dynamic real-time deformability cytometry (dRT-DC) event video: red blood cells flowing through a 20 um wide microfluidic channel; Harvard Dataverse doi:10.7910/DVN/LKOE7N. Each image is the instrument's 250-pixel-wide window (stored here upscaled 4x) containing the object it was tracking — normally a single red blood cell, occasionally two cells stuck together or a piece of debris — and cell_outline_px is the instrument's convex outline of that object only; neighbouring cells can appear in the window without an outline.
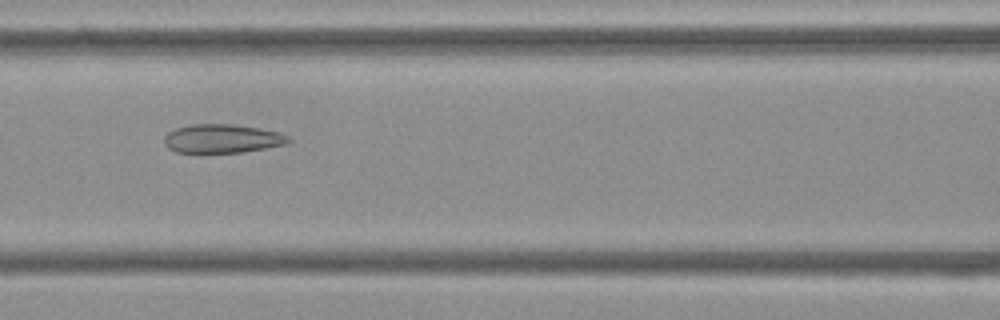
{"species": "Egyptian fruit bat (a non-hibernating species)", "species_latin": "Rousettus aegyptiacus", "temperature_condition": "cold", "stored_images_in_passage": 48, "camera_frame_rate_fps": 3000, "um_per_image_px": 0.085, "frame": {"image": 1, "passage_image": 18, "time_ms": 5.667, "image_size_px": [1000, 320], "cell_outline_px": [[292, 140], [284, 144], [244, 152], [176, 152], [168, 148], [164, 144], [164, 136], [168, 132], [176, 128], [192, 124], [232, 124], [260, 128], [280, 132], [288, 136]], "centroid_in_image_um": [18.88, 11.77], "position_along_channel_um": 147.7, "area_um2": 20.75}}
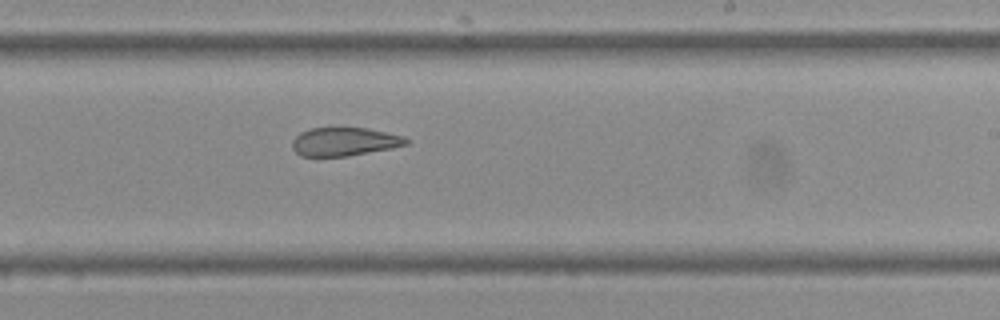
{"frame": {"image": 2, "passage_image": 27, "time_ms": 8.667, "image_size_px": [1000, 320], "cell_outline_px": [[412, 140], [408, 144], [392, 148], [348, 156], [300, 156], [292, 148], [292, 140], [300, 132], [312, 128], [368, 128], [404, 136]], "centroid_in_image_um": [29.3, 12.04], "position_along_channel_um": 259.7, "area_um2": 18.96}}
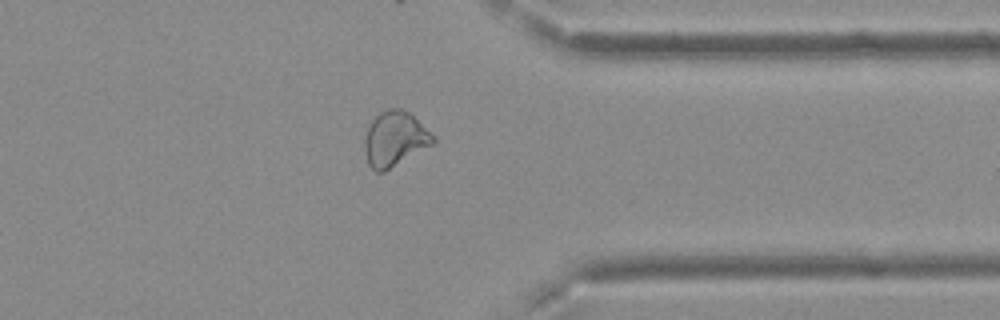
{"frame": {"image": 3, "passage_image": 37, "time_ms": 12.0, "image_size_px": [1000, 320], "cell_outline_px": [[436, 140], [432, 144], [384, 172], [376, 172], [368, 164], [364, 148], [364, 140], [368, 124], [380, 112], [388, 108], [400, 108], [408, 112], [436, 136]], "centroid_in_image_um": [33.54, 11.8], "position_along_channel_um": 377.9, "area_um2": 21.85}, "authors_computed_cell_mechanics": {"area_um2": 22.2241, "velocity_mm_per_s": 3.7484, "shape_relaxation_time_tau1_ms": null, "shape_relaxation_time_tau2_ms": 1.6924, "deformation_change_tau1": null, "deformation_change_tau2": 0.089}}